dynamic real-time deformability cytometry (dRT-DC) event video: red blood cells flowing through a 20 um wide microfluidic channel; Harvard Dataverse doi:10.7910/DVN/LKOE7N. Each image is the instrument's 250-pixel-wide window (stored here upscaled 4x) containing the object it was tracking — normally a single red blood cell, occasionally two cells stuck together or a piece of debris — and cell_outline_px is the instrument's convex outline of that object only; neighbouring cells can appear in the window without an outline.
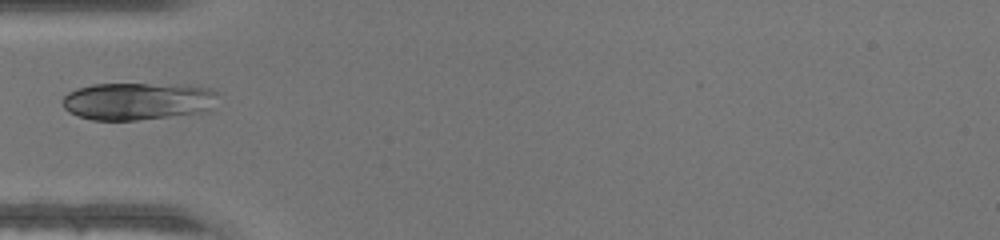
{"species": "human", "species_latin": "Homo sapiens", "temperature_condition": "warm", "stored_images_in_passage": 19, "camera_frame_rate_fps": 3000, "um_per_image_px": 0.085, "donor": {"sex": "male"}, "frame": {"image": 1, "passage_image": 1, "time_ms": 0.0, "image_size_px": [1000, 240], "cell_outline_px": [[216, 92], [212, 108], [204, 112], [136, 120], [92, 120], [68, 112], [64, 108], [60, 100], [68, 92], [76, 88], [92, 84], [184, 84], [212, 88]], "centroid_in_image_um": [11.67, 8.58], "position_along_channel_um": 73.3, "area_um2": 34.16}}
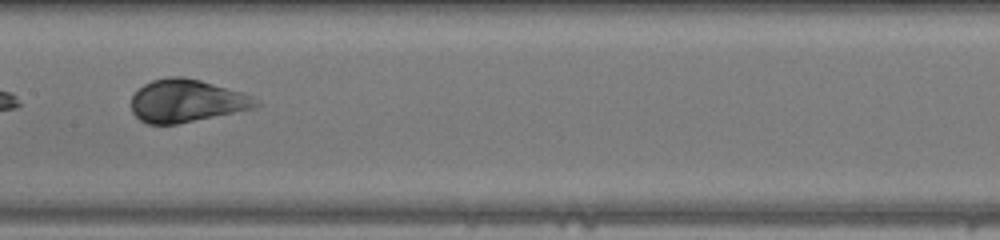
{"frame": {"image": 2, "passage_image": 9, "time_ms": 2.667, "image_size_px": [1000, 240], "cell_outline_px": [[260, 104], [252, 108], [176, 124], [148, 124], [140, 120], [132, 112], [132, 96], [144, 84], [152, 80], [168, 76], [184, 76], [200, 80], [240, 92], [252, 96], [260, 100]], "centroid_in_image_um": [15.82, 8.56], "position_along_channel_um": 191.6, "area_um2": 30.63}}
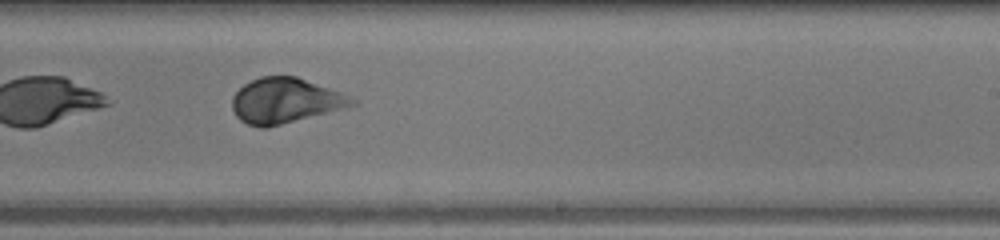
{"frame": {"image": 3, "passage_image": 14, "time_ms": 4.333, "image_size_px": [1000, 240], "cell_outline_px": [[356, 104], [280, 124], [264, 128], [260, 128], [248, 124], [240, 120], [236, 116], [232, 108], [232, 96], [244, 84], [260, 76], [296, 76], [352, 96], [356, 100]], "centroid_in_image_um": [24.2, 8.54], "position_along_channel_um": 264.8, "area_um2": 31.04}}